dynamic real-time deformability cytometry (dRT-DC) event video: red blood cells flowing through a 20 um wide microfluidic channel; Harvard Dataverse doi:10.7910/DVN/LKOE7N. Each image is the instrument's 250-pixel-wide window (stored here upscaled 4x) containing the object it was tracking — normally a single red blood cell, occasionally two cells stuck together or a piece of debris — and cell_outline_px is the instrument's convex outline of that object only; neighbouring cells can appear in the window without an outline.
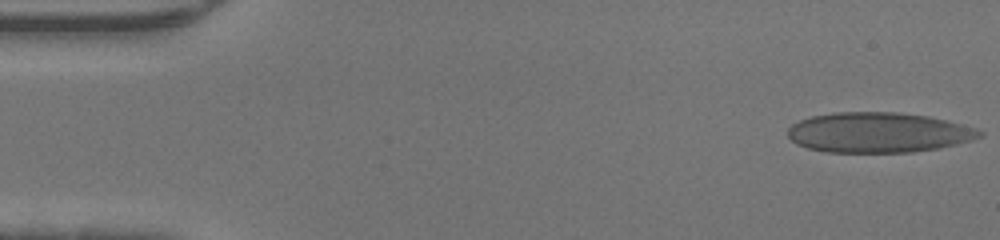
{"species": "human", "species_latin": "Homo sapiens", "temperature_condition": "warm", "stored_images_in_passage": 46, "camera_frame_rate_fps": 3000, "um_per_image_px": 0.085, "donor": {"sex": "male"}, "frame": {"image": 1, "passage_image": 1, "time_ms": 0.0, "image_size_px": [1000, 240], "cell_outline_px": [[984, 136], [972, 140], [956, 144], [936, 148], [912, 152], [828, 152], [808, 148], [796, 144], [788, 136], [788, 128], [792, 124], [800, 120], [812, 116], [832, 112], [896, 112], [928, 116], [976, 128], [984, 132]], "centroid_in_image_um": [74.65, 11.26], "position_along_channel_um": 10.3, "area_um2": 44.8}}
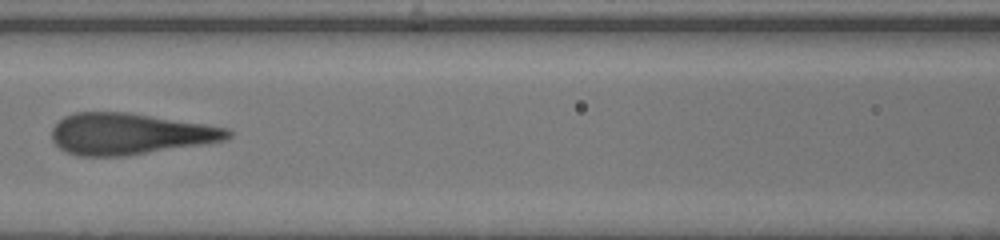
{"frame": {"image": 2, "passage_image": 20, "time_ms": 6.333, "image_size_px": [1000, 240], "cell_outline_px": [[232, 136], [224, 140], [200, 144], [124, 156], [80, 156], [68, 152], [60, 148], [52, 140], [52, 128], [64, 116], [76, 112], [128, 112], [204, 124], [228, 128], [232, 132]], "centroid_in_image_um": [11.0, 11.37], "position_along_channel_um": 155.6, "area_um2": 41.96}}
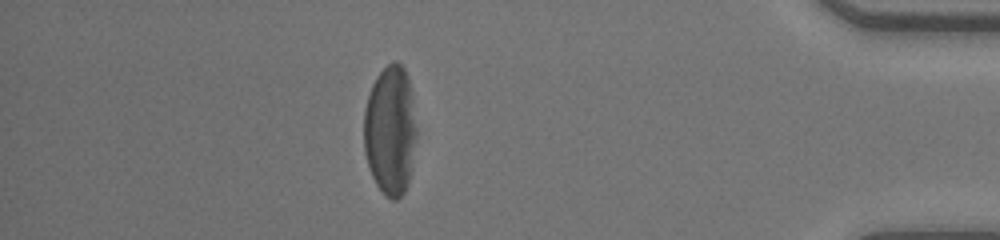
{"frame": {"image": 3, "passage_image": 40, "time_ms": 13.0, "image_size_px": [1000, 240], "cell_outline_px": [[416, 136], [408, 184], [404, 192], [396, 200], [392, 200], [384, 196], [376, 184], [372, 176], [364, 152], [364, 108], [372, 84], [376, 76], [388, 64], [396, 60], [404, 68], [408, 76], [412, 92], [416, 128]], "centroid_in_image_um": [33.17, 11.08], "position_along_channel_um": 402.0, "area_um2": 40.0}}